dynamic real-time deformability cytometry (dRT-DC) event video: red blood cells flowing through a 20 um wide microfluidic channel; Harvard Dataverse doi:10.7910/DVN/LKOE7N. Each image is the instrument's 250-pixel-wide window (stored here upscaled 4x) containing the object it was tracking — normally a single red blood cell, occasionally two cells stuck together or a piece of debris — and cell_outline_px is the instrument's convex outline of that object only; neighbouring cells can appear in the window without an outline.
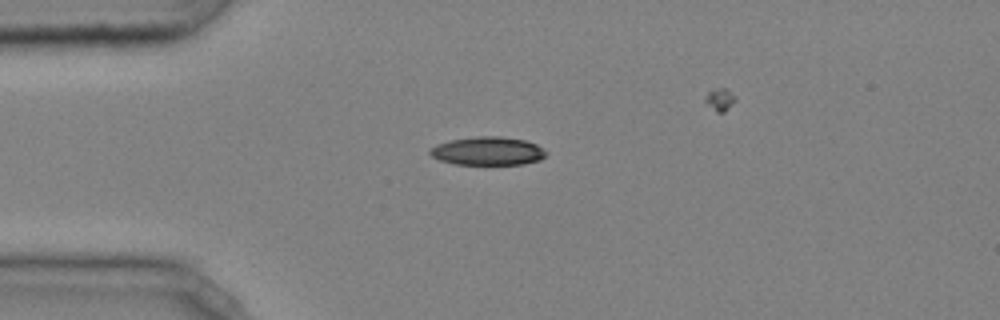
{"species": "common noctule bat (a hibernating species)", "species_latin": "Nyctalus noctula", "temperature_condition": "cold", "stored_images_in_passage": 29, "camera_frame_rate_fps": 3000, "um_per_image_px": 0.085, "animal": {"sex": "male", "body_mass_g": 20.4}, "frame": {"image": 1, "passage_image": 1, "time_ms": 0.0, "image_size_px": [1000, 320], "cell_outline_px": [[548, 152], [540, 160], [524, 164], [456, 164], [440, 160], [432, 156], [428, 152], [428, 148], [436, 144], [448, 140], [476, 136], [500, 136], [528, 140], [544, 148]], "centroid_in_image_um": [41.46, 12.82], "position_along_channel_um": 43.5, "area_um2": 19.48}}
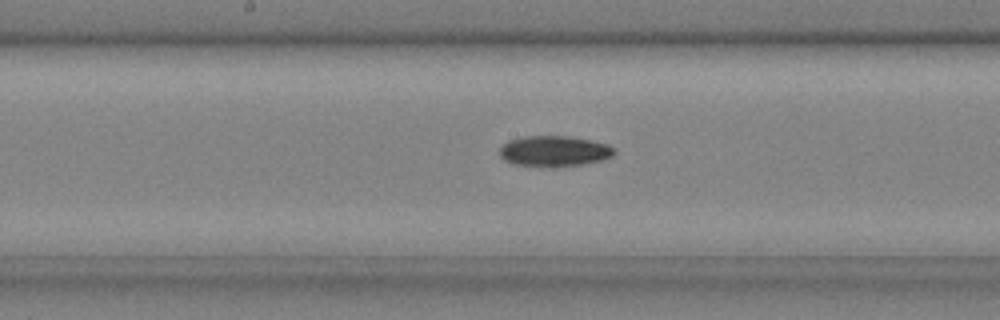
{"frame": {"image": 2, "passage_image": 14, "time_ms": 4.333, "image_size_px": [1000, 320], "cell_outline_px": [[616, 152], [612, 156], [600, 160], [580, 164], [512, 164], [504, 160], [500, 156], [500, 148], [508, 140], [524, 136], [568, 136], [592, 140], [608, 144], [616, 148]], "centroid_in_image_um": [47.13, 12.79], "position_along_channel_um": 201.1, "area_um2": 19.77}}
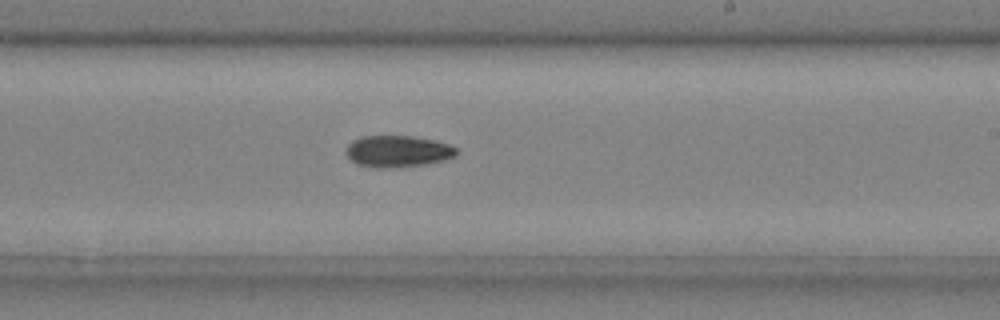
{"frame": {"image": 3, "passage_image": 18, "time_ms": 5.667, "image_size_px": [1000, 320], "cell_outline_px": [[456, 156], [444, 160], [424, 164], [396, 168], [376, 168], [356, 164], [344, 152], [348, 144], [352, 140], [360, 136], [412, 136], [432, 140], [448, 144], [456, 148]], "centroid_in_image_um": [33.76, 12.87], "position_along_channel_um": 255.2, "area_um2": 20.4}}